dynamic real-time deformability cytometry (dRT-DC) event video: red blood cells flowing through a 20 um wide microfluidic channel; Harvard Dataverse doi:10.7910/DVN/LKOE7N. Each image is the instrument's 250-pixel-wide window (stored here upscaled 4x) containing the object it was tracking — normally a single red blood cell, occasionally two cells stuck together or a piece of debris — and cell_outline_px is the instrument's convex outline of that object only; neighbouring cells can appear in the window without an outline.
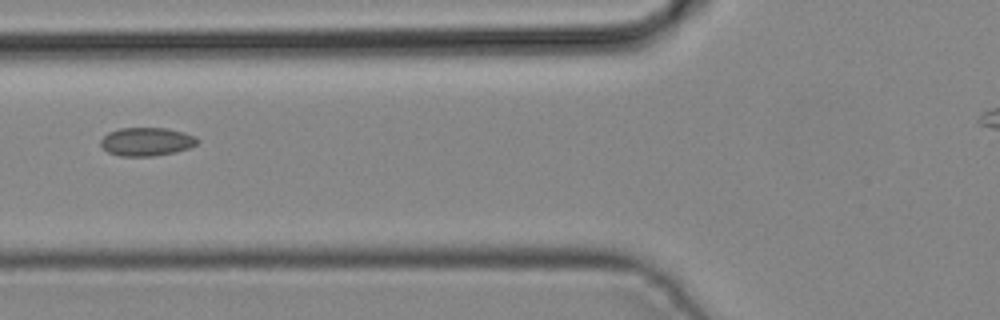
{"species": "common noctule bat (a hibernating species)", "species_latin": "Nyctalus noctula", "temperature_condition": "cold", "stored_images_in_passage": 3, "camera_frame_rate_fps": 3000, "um_per_image_px": 0.085, "animal": {"sex": "male", "body_mass_g": 19.2, "forearm_length_mm": 51.8}, "frame": {"image": 1, "passage_image": 3, "time_ms": 0.667, "image_size_px": [1000, 320], "cell_outline_px": [[200, 140], [196, 144], [188, 148], [176, 152], [152, 156], [120, 156], [108, 152], [100, 144], [100, 140], [108, 132], [120, 128], [168, 128], [184, 132], [196, 136]], "centroid_in_image_um": [12.47, 12.03], "position_along_channel_um": 113.3, "area_um2": 16.07}}